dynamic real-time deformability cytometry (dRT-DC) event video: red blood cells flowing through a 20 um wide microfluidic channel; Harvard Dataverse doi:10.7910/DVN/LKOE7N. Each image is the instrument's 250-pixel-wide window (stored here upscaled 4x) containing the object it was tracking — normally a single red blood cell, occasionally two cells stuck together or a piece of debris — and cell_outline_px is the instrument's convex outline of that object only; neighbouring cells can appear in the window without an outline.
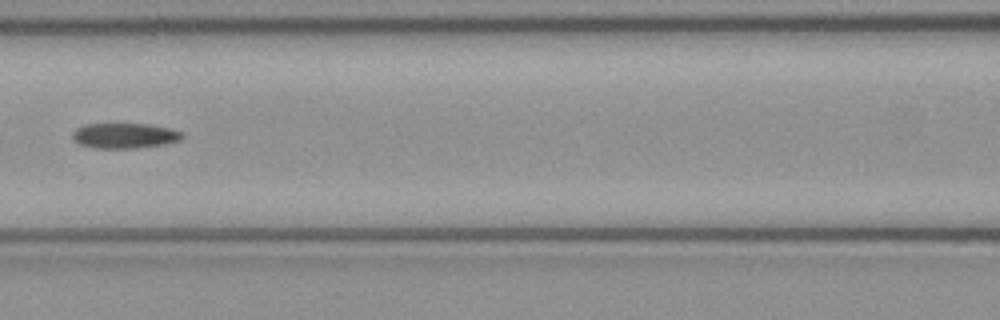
{"species": "common noctule bat (a hibernating species)", "species_latin": "Nyctalus noctula", "temperature_condition": "cold", "stored_images_in_passage": 6, "camera_frame_rate_fps": 3000, "um_per_image_px": 0.085, "animal": {"sex": "female", "body_mass_g": 21.9}, "frame": {"image": 1, "passage_image": 6, "time_ms": 1.667, "image_size_px": [1000, 320], "cell_outline_px": [[184, 136], [180, 140], [164, 144], [136, 148], [96, 148], [80, 144], [72, 140], [72, 132], [76, 128], [84, 124], [148, 124], [168, 128], [180, 132]], "centroid_in_image_um": [10.54, 11.53], "position_along_channel_um": 156.1, "area_um2": 16.07}}